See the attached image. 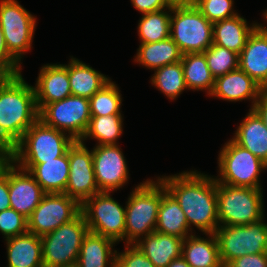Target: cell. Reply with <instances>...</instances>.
<instances>
[{
  "label": "cell",
  "mask_w": 267,
  "mask_h": 267,
  "mask_svg": "<svg viewBox=\"0 0 267 267\" xmlns=\"http://www.w3.org/2000/svg\"><path fill=\"white\" fill-rule=\"evenodd\" d=\"M262 189L217 182L219 226L247 225L265 218Z\"/></svg>",
  "instance_id": "5"
},
{
  "label": "cell",
  "mask_w": 267,
  "mask_h": 267,
  "mask_svg": "<svg viewBox=\"0 0 267 267\" xmlns=\"http://www.w3.org/2000/svg\"><path fill=\"white\" fill-rule=\"evenodd\" d=\"M90 118L89 99L75 95L46 104L39 111V119L46 125L69 134L74 140L84 136Z\"/></svg>",
  "instance_id": "12"
},
{
  "label": "cell",
  "mask_w": 267,
  "mask_h": 267,
  "mask_svg": "<svg viewBox=\"0 0 267 267\" xmlns=\"http://www.w3.org/2000/svg\"><path fill=\"white\" fill-rule=\"evenodd\" d=\"M168 7H182L195 5L196 0H164Z\"/></svg>",
  "instance_id": "44"
},
{
  "label": "cell",
  "mask_w": 267,
  "mask_h": 267,
  "mask_svg": "<svg viewBox=\"0 0 267 267\" xmlns=\"http://www.w3.org/2000/svg\"><path fill=\"white\" fill-rule=\"evenodd\" d=\"M178 45L169 37L154 43H140L134 62L147 69L155 70L182 59Z\"/></svg>",
  "instance_id": "29"
},
{
  "label": "cell",
  "mask_w": 267,
  "mask_h": 267,
  "mask_svg": "<svg viewBox=\"0 0 267 267\" xmlns=\"http://www.w3.org/2000/svg\"><path fill=\"white\" fill-rule=\"evenodd\" d=\"M263 25L259 24L249 35L239 54V68L263 89H267V26Z\"/></svg>",
  "instance_id": "17"
},
{
  "label": "cell",
  "mask_w": 267,
  "mask_h": 267,
  "mask_svg": "<svg viewBox=\"0 0 267 267\" xmlns=\"http://www.w3.org/2000/svg\"><path fill=\"white\" fill-rule=\"evenodd\" d=\"M89 232L106 236L116 243L124 241L126 210L111 192H99L81 204Z\"/></svg>",
  "instance_id": "10"
},
{
  "label": "cell",
  "mask_w": 267,
  "mask_h": 267,
  "mask_svg": "<svg viewBox=\"0 0 267 267\" xmlns=\"http://www.w3.org/2000/svg\"><path fill=\"white\" fill-rule=\"evenodd\" d=\"M184 80L188 90L205 91L209 96L214 87L212 76L203 52L182 55Z\"/></svg>",
  "instance_id": "30"
},
{
  "label": "cell",
  "mask_w": 267,
  "mask_h": 267,
  "mask_svg": "<svg viewBox=\"0 0 267 267\" xmlns=\"http://www.w3.org/2000/svg\"><path fill=\"white\" fill-rule=\"evenodd\" d=\"M11 208L9 200V178L0 171V212Z\"/></svg>",
  "instance_id": "42"
},
{
  "label": "cell",
  "mask_w": 267,
  "mask_h": 267,
  "mask_svg": "<svg viewBox=\"0 0 267 267\" xmlns=\"http://www.w3.org/2000/svg\"><path fill=\"white\" fill-rule=\"evenodd\" d=\"M203 53L214 78L239 68V54L232 50L212 44Z\"/></svg>",
  "instance_id": "35"
},
{
  "label": "cell",
  "mask_w": 267,
  "mask_h": 267,
  "mask_svg": "<svg viewBox=\"0 0 267 267\" xmlns=\"http://www.w3.org/2000/svg\"><path fill=\"white\" fill-rule=\"evenodd\" d=\"M183 239L154 231L141 238L134 245L154 264L167 267L173 260L181 257Z\"/></svg>",
  "instance_id": "21"
},
{
  "label": "cell",
  "mask_w": 267,
  "mask_h": 267,
  "mask_svg": "<svg viewBox=\"0 0 267 267\" xmlns=\"http://www.w3.org/2000/svg\"><path fill=\"white\" fill-rule=\"evenodd\" d=\"M39 119L35 90L22 74L0 83V145L10 150Z\"/></svg>",
  "instance_id": "2"
},
{
  "label": "cell",
  "mask_w": 267,
  "mask_h": 267,
  "mask_svg": "<svg viewBox=\"0 0 267 267\" xmlns=\"http://www.w3.org/2000/svg\"><path fill=\"white\" fill-rule=\"evenodd\" d=\"M68 77L72 95L90 99L111 79L80 59L71 56Z\"/></svg>",
  "instance_id": "27"
},
{
  "label": "cell",
  "mask_w": 267,
  "mask_h": 267,
  "mask_svg": "<svg viewBox=\"0 0 267 267\" xmlns=\"http://www.w3.org/2000/svg\"><path fill=\"white\" fill-rule=\"evenodd\" d=\"M7 267H44L41 236L27 232L5 239Z\"/></svg>",
  "instance_id": "22"
},
{
  "label": "cell",
  "mask_w": 267,
  "mask_h": 267,
  "mask_svg": "<svg viewBox=\"0 0 267 267\" xmlns=\"http://www.w3.org/2000/svg\"><path fill=\"white\" fill-rule=\"evenodd\" d=\"M119 146L95 145L92 149L95 180L100 192L114 193L130 179L127 162Z\"/></svg>",
  "instance_id": "15"
},
{
  "label": "cell",
  "mask_w": 267,
  "mask_h": 267,
  "mask_svg": "<svg viewBox=\"0 0 267 267\" xmlns=\"http://www.w3.org/2000/svg\"><path fill=\"white\" fill-rule=\"evenodd\" d=\"M114 267H155L154 264L134 245L125 244L123 252H117Z\"/></svg>",
  "instance_id": "38"
},
{
  "label": "cell",
  "mask_w": 267,
  "mask_h": 267,
  "mask_svg": "<svg viewBox=\"0 0 267 267\" xmlns=\"http://www.w3.org/2000/svg\"><path fill=\"white\" fill-rule=\"evenodd\" d=\"M234 0H196L195 6L213 24L238 15Z\"/></svg>",
  "instance_id": "36"
},
{
  "label": "cell",
  "mask_w": 267,
  "mask_h": 267,
  "mask_svg": "<svg viewBox=\"0 0 267 267\" xmlns=\"http://www.w3.org/2000/svg\"><path fill=\"white\" fill-rule=\"evenodd\" d=\"M36 17L17 0H0V26L9 54L21 65L32 48Z\"/></svg>",
  "instance_id": "11"
},
{
  "label": "cell",
  "mask_w": 267,
  "mask_h": 267,
  "mask_svg": "<svg viewBox=\"0 0 267 267\" xmlns=\"http://www.w3.org/2000/svg\"><path fill=\"white\" fill-rule=\"evenodd\" d=\"M162 198V182L147 179L138 184L127 198L125 210V244H135L155 231Z\"/></svg>",
  "instance_id": "3"
},
{
  "label": "cell",
  "mask_w": 267,
  "mask_h": 267,
  "mask_svg": "<svg viewBox=\"0 0 267 267\" xmlns=\"http://www.w3.org/2000/svg\"><path fill=\"white\" fill-rule=\"evenodd\" d=\"M206 238L196 233L183 239V257L190 267H221L219 245L215 233L205 234Z\"/></svg>",
  "instance_id": "24"
},
{
  "label": "cell",
  "mask_w": 267,
  "mask_h": 267,
  "mask_svg": "<svg viewBox=\"0 0 267 267\" xmlns=\"http://www.w3.org/2000/svg\"><path fill=\"white\" fill-rule=\"evenodd\" d=\"M262 90L263 88L258 83L238 68L215 78L214 87L209 96L230 102L252 100L250 109H253Z\"/></svg>",
  "instance_id": "19"
},
{
  "label": "cell",
  "mask_w": 267,
  "mask_h": 267,
  "mask_svg": "<svg viewBox=\"0 0 267 267\" xmlns=\"http://www.w3.org/2000/svg\"><path fill=\"white\" fill-rule=\"evenodd\" d=\"M5 77L0 73V83Z\"/></svg>",
  "instance_id": "48"
},
{
  "label": "cell",
  "mask_w": 267,
  "mask_h": 267,
  "mask_svg": "<svg viewBox=\"0 0 267 267\" xmlns=\"http://www.w3.org/2000/svg\"><path fill=\"white\" fill-rule=\"evenodd\" d=\"M158 178L179 203L192 232V226L203 234L216 232L219 227L217 182L213 176L186 170Z\"/></svg>",
  "instance_id": "1"
},
{
  "label": "cell",
  "mask_w": 267,
  "mask_h": 267,
  "mask_svg": "<svg viewBox=\"0 0 267 267\" xmlns=\"http://www.w3.org/2000/svg\"><path fill=\"white\" fill-rule=\"evenodd\" d=\"M170 38L182 54L204 52L213 44V24L195 5L173 7Z\"/></svg>",
  "instance_id": "8"
},
{
  "label": "cell",
  "mask_w": 267,
  "mask_h": 267,
  "mask_svg": "<svg viewBox=\"0 0 267 267\" xmlns=\"http://www.w3.org/2000/svg\"><path fill=\"white\" fill-rule=\"evenodd\" d=\"M66 267H78L77 265H72V266H66Z\"/></svg>",
  "instance_id": "49"
},
{
  "label": "cell",
  "mask_w": 267,
  "mask_h": 267,
  "mask_svg": "<svg viewBox=\"0 0 267 267\" xmlns=\"http://www.w3.org/2000/svg\"><path fill=\"white\" fill-rule=\"evenodd\" d=\"M75 140L67 133L38 119L10 150L15 164H40L63 156Z\"/></svg>",
  "instance_id": "4"
},
{
  "label": "cell",
  "mask_w": 267,
  "mask_h": 267,
  "mask_svg": "<svg viewBox=\"0 0 267 267\" xmlns=\"http://www.w3.org/2000/svg\"><path fill=\"white\" fill-rule=\"evenodd\" d=\"M1 171L9 178V200L12 209L29 218L46 194L34 177L8 160Z\"/></svg>",
  "instance_id": "16"
},
{
  "label": "cell",
  "mask_w": 267,
  "mask_h": 267,
  "mask_svg": "<svg viewBox=\"0 0 267 267\" xmlns=\"http://www.w3.org/2000/svg\"><path fill=\"white\" fill-rule=\"evenodd\" d=\"M155 231L178 236L182 239L194 234L188 226L185 213L176 199L166 190L162 183V198L157 215Z\"/></svg>",
  "instance_id": "28"
},
{
  "label": "cell",
  "mask_w": 267,
  "mask_h": 267,
  "mask_svg": "<svg viewBox=\"0 0 267 267\" xmlns=\"http://www.w3.org/2000/svg\"><path fill=\"white\" fill-rule=\"evenodd\" d=\"M265 219L247 225L219 226L216 229L219 257L223 266L238 257L267 252Z\"/></svg>",
  "instance_id": "9"
},
{
  "label": "cell",
  "mask_w": 267,
  "mask_h": 267,
  "mask_svg": "<svg viewBox=\"0 0 267 267\" xmlns=\"http://www.w3.org/2000/svg\"><path fill=\"white\" fill-rule=\"evenodd\" d=\"M263 17H265L267 19V9L265 10V12L263 11Z\"/></svg>",
  "instance_id": "47"
},
{
  "label": "cell",
  "mask_w": 267,
  "mask_h": 267,
  "mask_svg": "<svg viewBox=\"0 0 267 267\" xmlns=\"http://www.w3.org/2000/svg\"><path fill=\"white\" fill-rule=\"evenodd\" d=\"M81 213V204L65 193H46L28 221V232L43 236Z\"/></svg>",
  "instance_id": "13"
},
{
  "label": "cell",
  "mask_w": 267,
  "mask_h": 267,
  "mask_svg": "<svg viewBox=\"0 0 267 267\" xmlns=\"http://www.w3.org/2000/svg\"><path fill=\"white\" fill-rule=\"evenodd\" d=\"M130 2L141 14L157 12L168 8L164 0H130Z\"/></svg>",
  "instance_id": "41"
},
{
  "label": "cell",
  "mask_w": 267,
  "mask_h": 267,
  "mask_svg": "<svg viewBox=\"0 0 267 267\" xmlns=\"http://www.w3.org/2000/svg\"><path fill=\"white\" fill-rule=\"evenodd\" d=\"M9 160V151L0 145V171L2 166Z\"/></svg>",
  "instance_id": "45"
},
{
  "label": "cell",
  "mask_w": 267,
  "mask_h": 267,
  "mask_svg": "<svg viewBox=\"0 0 267 267\" xmlns=\"http://www.w3.org/2000/svg\"><path fill=\"white\" fill-rule=\"evenodd\" d=\"M258 25L255 21L249 25L240 14L213 23V44L240 54L249 35Z\"/></svg>",
  "instance_id": "25"
},
{
  "label": "cell",
  "mask_w": 267,
  "mask_h": 267,
  "mask_svg": "<svg viewBox=\"0 0 267 267\" xmlns=\"http://www.w3.org/2000/svg\"><path fill=\"white\" fill-rule=\"evenodd\" d=\"M28 232V221L16 210L9 208L0 212V233L4 240Z\"/></svg>",
  "instance_id": "37"
},
{
  "label": "cell",
  "mask_w": 267,
  "mask_h": 267,
  "mask_svg": "<svg viewBox=\"0 0 267 267\" xmlns=\"http://www.w3.org/2000/svg\"><path fill=\"white\" fill-rule=\"evenodd\" d=\"M122 101L119 87L110 80L89 99L91 116L122 114Z\"/></svg>",
  "instance_id": "34"
},
{
  "label": "cell",
  "mask_w": 267,
  "mask_h": 267,
  "mask_svg": "<svg viewBox=\"0 0 267 267\" xmlns=\"http://www.w3.org/2000/svg\"><path fill=\"white\" fill-rule=\"evenodd\" d=\"M233 140L267 164V127L254 109L234 131Z\"/></svg>",
  "instance_id": "23"
},
{
  "label": "cell",
  "mask_w": 267,
  "mask_h": 267,
  "mask_svg": "<svg viewBox=\"0 0 267 267\" xmlns=\"http://www.w3.org/2000/svg\"><path fill=\"white\" fill-rule=\"evenodd\" d=\"M123 115L91 116L88 129L81 142L86 139L97 140L98 145H118L117 140L123 134Z\"/></svg>",
  "instance_id": "31"
},
{
  "label": "cell",
  "mask_w": 267,
  "mask_h": 267,
  "mask_svg": "<svg viewBox=\"0 0 267 267\" xmlns=\"http://www.w3.org/2000/svg\"><path fill=\"white\" fill-rule=\"evenodd\" d=\"M150 79L151 85L171 101L187 89L181 61L155 69Z\"/></svg>",
  "instance_id": "33"
},
{
  "label": "cell",
  "mask_w": 267,
  "mask_h": 267,
  "mask_svg": "<svg viewBox=\"0 0 267 267\" xmlns=\"http://www.w3.org/2000/svg\"><path fill=\"white\" fill-rule=\"evenodd\" d=\"M117 243L106 236L88 232L84 237L78 261V267H114L117 250Z\"/></svg>",
  "instance_id": "26"
},
{
  "label": "cell",
  "mask_w": 267,
  "mask_h": 267,
  "mask_svg": "<svg viewBox=\"0 0 267 267\" xmlns=\"http://www.w3.org/2000/svg\"><path fill=\"white\" fill-rule=\"evenodd\" d=\"M22 72V66L9 54L3 30L0 26V73L4 77H17Z\"/></svg>",
  "instance_id": "39"
},
{
  "label": "cell",
  "mask_w": 267,
  "mask_h": 267,
  "mask_svg": "<svg viewBox=\"0 0 267 267\" xmlns=\"http://www.w3.org/2000/svg\"><path fill=\"white\" fill-rule=\"evenodd\" d=\"M85 144L75 140L68 148L69 177L64 192L80 204L100 192L95 180L92 150L89 151Z\"/></svg>",
  "instance_id": "14"
},
{
  "label": "cell",
  "mask_w": 267,
  "mask_h": 267,
  "mask_svg": "<svg viewBox=\"0 0 267 267\" xmlns=\"http://www.w3.org/2000/svg\"><path fill=\"white\" fill-rule=\"evenodd\" d=\"M217 161L219 174L214 177L216 182L263 189L260 175L267 170V164L233 139L224 143Z\"/></svg>",
  "instance_id": "6"
},
{
  "label": "cell",
  "mask_w": 267,
  "mask_h": 267,
  "mask_svg": "<svg viewBox=\"0 0 267 267\" xmlns=\"http://www.w3.org/2000/svg\"><path fill=\"white\" fill-rule=\"evenodd\" d=\"M253 109L258 113L267 127V89L262 90L260 98L255 103Z\"/></svg>",
  "instance_id": "43"
},
{
  "label": "cell",
  "mask_w": 267,
  "mask_h": 267,
  "mask_svg": "<svg viewBox=\"0 0 267 267\" xmlns=\"http://www.w3.org/2000/svg\"><path fill=\"white\" fill-rule=\"evenodd\" d=\"M167 267H190L183 257L173 260Z\"/></svg>",
  "instance_id": "46"
},
{
  "label": "cell",
  "mask_w": 267,
  "mask_h": 267,
  "mask_svg": "<svg viewBox=\"0 0 267 267\" xmlns=\"http://www.w3.org/2000/svg\"><path fill=\"white\" fill-rule=\"evenodd\" d=\"M227 267H267V252L238 257L231 261Z\"/></svg>",
  "instance_id": "40"
},
{
  "label": "cell",
  "mask_w": 267,
  "mask_h": 267,
  "mask_svg": "<svg viewBox=\"0 0 267 267\" xmlns=\"http://www.w3.org/2000/svg\"><path fill=\"white\" fill-rule=\"evenodd\" d=\"M34 87L36 105L40 111L46 104L72 95L68 64H45L41 67Z\"/></svg>",
  "instance_id": "18"
},
{
  "label": "cell",
  "mask_w": 267,
  "mask_h": 267,
  "mask_svg": "<svg viewBox=\"0 0 267 267\" xmlns=\"http://www.w3.org/2000/svg\"><path fill=\"white\" fill-rule=\"evenodd\" d=\"M28 171L46 193H64L69 177L68 150L61 156L40 164H16Z\"/></svg>",
  "instance_id": "20"
},
{
  "label": "cell",
  "mask_w": 267,
  "mask_h": 267,
  "mask_svg": "<svg viewBox=\"0 0 267 267\" xmlns=\"http://www.w3.org/2000/svg\"><path fill=\"white\" fill-rule=\"evenodd\" d=\"M88 232L85 218L80 213L72 221L41 236L44 267L76 265L83 239Z\"/></svg>",
  "instance_id": "7"
},
{
  "label": "cell",
  "mask_w": 267,
  "mask_h": 267,
  "mask_svg": "<svg viewBox=\"0 0 267 267\" xmlns=\"http://www.w3.org/2000/svg\"><path fill=\"white\" fill-rule=\"evenodd\" d=\"M172 7L161 11L142 14L138 22L139 43H154L170 37Z\"/></svg>",
  "instance_id": "32"
}]
</instances>
